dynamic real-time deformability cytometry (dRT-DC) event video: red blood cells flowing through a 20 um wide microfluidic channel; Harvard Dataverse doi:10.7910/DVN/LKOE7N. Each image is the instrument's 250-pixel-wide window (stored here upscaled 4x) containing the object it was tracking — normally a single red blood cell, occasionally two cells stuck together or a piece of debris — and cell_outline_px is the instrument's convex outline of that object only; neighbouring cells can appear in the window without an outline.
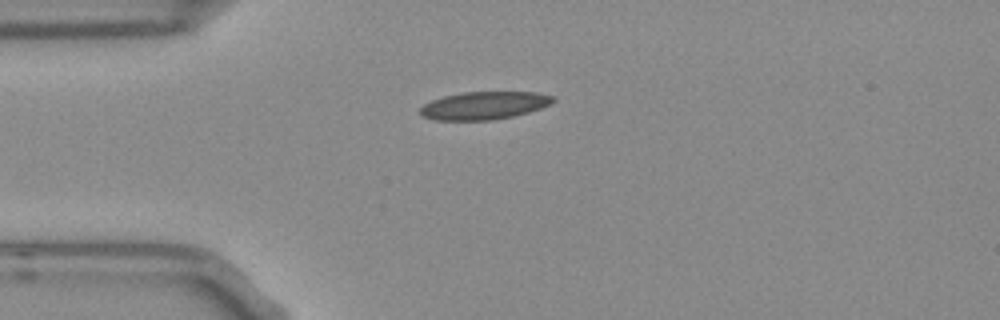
{"species": "Egyptian fruit bat (a non-hibernating species)", "species_latin": "Rousettus aegyptiacus", "temperature_condition": "room temperature", "stored_images_in_passage": 41, "camera_frame_rate_fps": 3000, "um_per_image_px": 0.085, "frame": {"image": 1, "passage_image": 1, "time_ms": 0.0, "image_size_px": [1000, 320], "cell_outline_px": [[556, 100], [552, 104], [528, 112], [512, 116], [492, 120], [432, 120], [424, 116], [420, 112], [420, 108], [424, 104], [432, 100], [444, 96], [464, 92], [536, 92], [556, 96]], "centroid_in_image_um": [41.19, 8.96], "position_along_channel_um": 43.8, "area_um2": 21.56}}
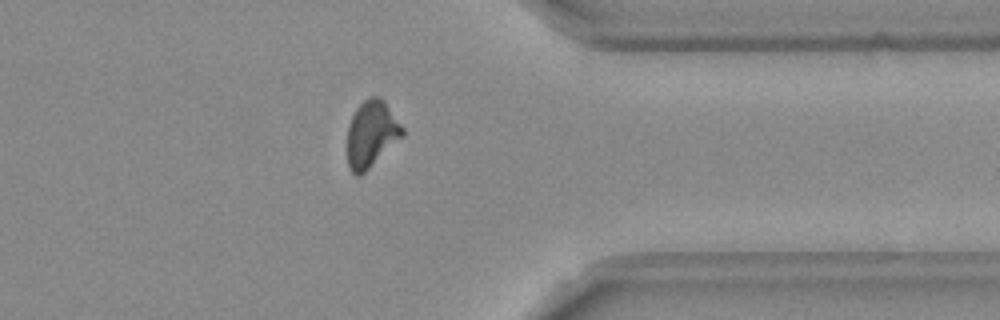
{"frame": {"image": 2, "passage_image": 30, "time_ms": 9.667, "image_size_px": [1000, 320], "cell_outline_px": [[404, 136], [360, 176], [356, 176], [348, 168], [348, 124], [356, 108], [364, 100], [372, 96], [380, 96], [384, 100], [404, 128]], "centroid_in_image_um": [31.58, 11.38], "position_along_channel_um": 379.8, "area_um2": 21.39}}
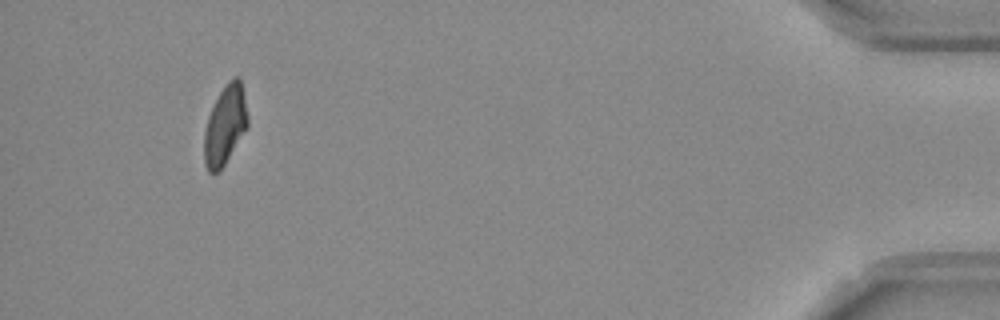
{"frame": {"image": 3, "passage_image": 38, "time_ms": 12.333, "image_size_px": [1000, 320], "cell_outline_px": [[248, 128], [224, 164], [216, 172], [208, 172], [204, 164], [204, 132], [208, 116], [220, 92], [228, 80], [232, 76], [240, 76], [248, 116]], "centroid_in_image_um": [19.14, 10.61], "position_along_channel_um": 416.1, "area_um2": 20.06}, "authors_computed_cell_mechanics": {"area_um2": 21.2126, "velocity_mm_per_s": 3.7482, "shape_relaxation_time_tau1_ms": 9.9527, "shape_relaxation_time_tau2_ms": 2.4291, "deformation_change_tau1": 0.2246, "deformation_change_tau2": 0.1089}}